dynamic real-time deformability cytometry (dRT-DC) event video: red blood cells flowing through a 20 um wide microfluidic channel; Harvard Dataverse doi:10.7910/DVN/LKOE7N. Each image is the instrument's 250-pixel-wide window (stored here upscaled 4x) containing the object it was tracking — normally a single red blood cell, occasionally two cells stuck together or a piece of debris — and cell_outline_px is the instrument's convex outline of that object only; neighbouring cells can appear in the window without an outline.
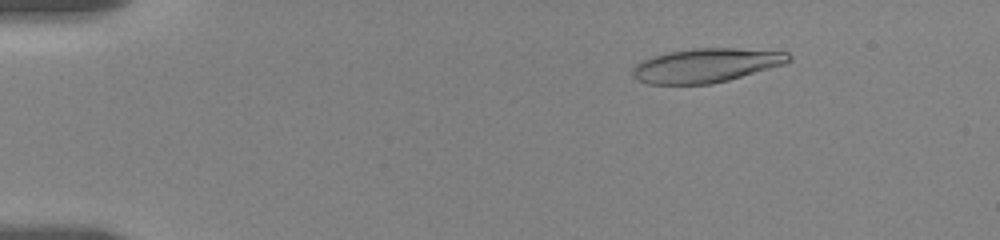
{"species": "human", "species_latin": "Homo sapiens", "temperature_condition": "room temperature", "stored_images_in_passage": 20, "camera_frame_rate_fps": 3000, "um_per_image_px": 0.085, "donor": {"sex": "female"}, "frame": {"image": 1, "passage_image": 7, "time_ms": 2.667, "image_size_px": [1000, 240], "cell_outline_px": [[792, 60], [784, 64], [728, 80], [712, 84], [648, 84], [636, 80], [632, 76], [632, 68], [636, 64], [652, 56], [668, 52], [692, 48], [736, 48], [788, 52], [792, 56]], "centroid_in_image_um": [60.0, 5.56], "position_along_channel_um": 25.0, "area_um2": 31.04}}
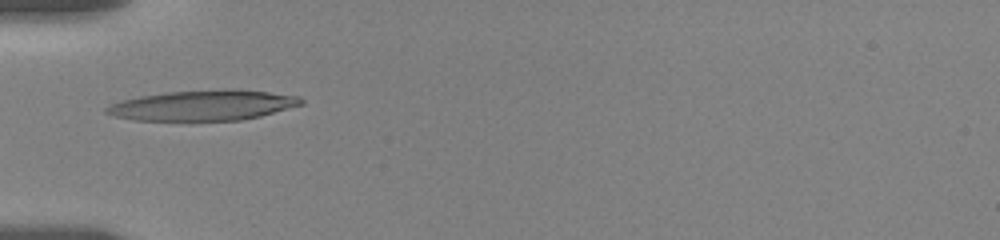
{"frame": {"image": 2, "passage_image": 15, "time_ms": 6.333, "image_size_px": [1000, 240], "cell_outline_px": [[304, 104], [260, 116], [240, 120], [136, 120], [116, 116], [104, 112], [104, 108], [120, 100], [140, 96], [168, 92], [224, 88], [268, 92], [300, 96], [304, 100]], "centroid_in_image_um": [17.29, 8.94], "position_along_channel_um": 67.7, "area_um2": 34.33}}
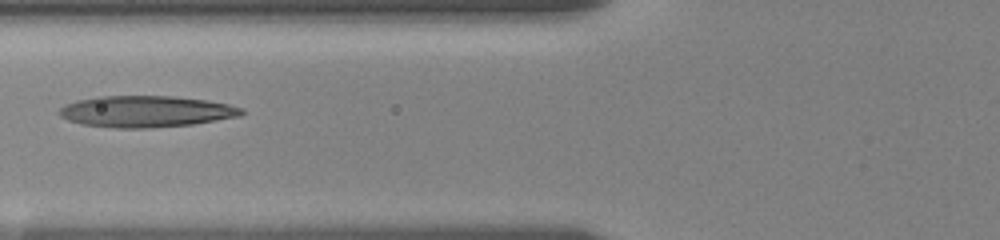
{"frame": {"image": 3, "passage_image": 18, "time_ms": 7.667, "image_size_px": [1000, 240], "cell_outline_px": [[244, 112], [240, 116], [192, 124], [144, 128], [112, 128], [80, 124], [68, 120], [60, 116], [56, 112], [64, 104], [76, 100], [96, 96], [172, 96], [208, 100], [228, 104], [244, 108]], "centroid_in_image_um": [12.36, 9.47], "position_along_channel_um": 113.4, "area_um2": 33.58}}